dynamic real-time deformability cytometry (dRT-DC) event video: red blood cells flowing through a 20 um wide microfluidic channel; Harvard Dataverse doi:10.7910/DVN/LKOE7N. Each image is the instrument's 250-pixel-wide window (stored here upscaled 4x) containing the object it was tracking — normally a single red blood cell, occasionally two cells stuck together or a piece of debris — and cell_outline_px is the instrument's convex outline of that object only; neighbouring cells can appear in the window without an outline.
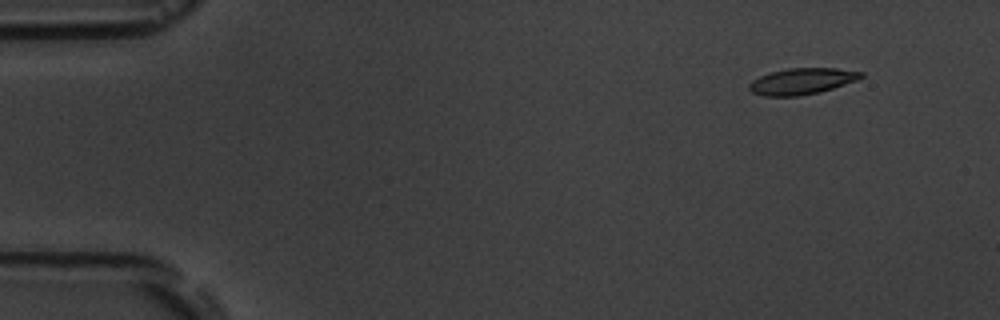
{"species": "common noctule bat (a hibernating species)", "species_latin": "Nyctalus noctula", "temperature_condition": "room temperature", "stored_images_in_passage": 6, "segment_of_instrument_passage": [1, 2], "camera_frame_rate_fps": 3000, "um_per_image_px": 0.085, "animal": {"sex": "male", "body_mass_g": 19.5, "forearm_length_mm": 54.6}, "frame": {"image": 1, "passage_image": 2, "time_ms": 1.333, "image_size_px": [1000, 320], "cell_outline_px": [[864, 76], [856, 80], [820, 92], [800, 96], [764, 96], [752, 92], [748, 88], [748, 84], [752, 80], [760, 76], [772, 72], [788, 68], [836, 68], [864, 72]], "centroid_in_image_um": [68.15, 6.9], "position_along_channel_um": 16.9, "area_um2": 17.05}}
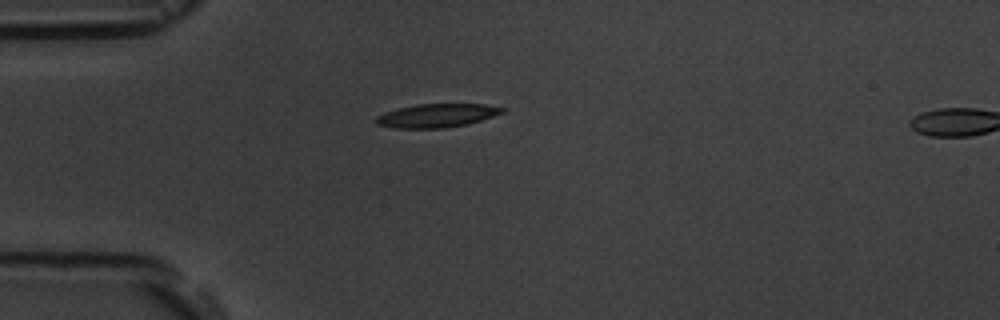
{"frame": {"image": 2, "passage_image": 5, "time_ms": 4.667, "image_size_px": [1000, 320], "cell_outline_px": [[508, 108], [504, 112], [468, 124], [444, 128], [392, 128], [376, 124], [376, 116], [384, 112], [416, 104], [484, 104]], "centroid_in_image_um": [37.13, 9.82], "position_along_channel_um": 47.9, "area_um2": 17.34}}